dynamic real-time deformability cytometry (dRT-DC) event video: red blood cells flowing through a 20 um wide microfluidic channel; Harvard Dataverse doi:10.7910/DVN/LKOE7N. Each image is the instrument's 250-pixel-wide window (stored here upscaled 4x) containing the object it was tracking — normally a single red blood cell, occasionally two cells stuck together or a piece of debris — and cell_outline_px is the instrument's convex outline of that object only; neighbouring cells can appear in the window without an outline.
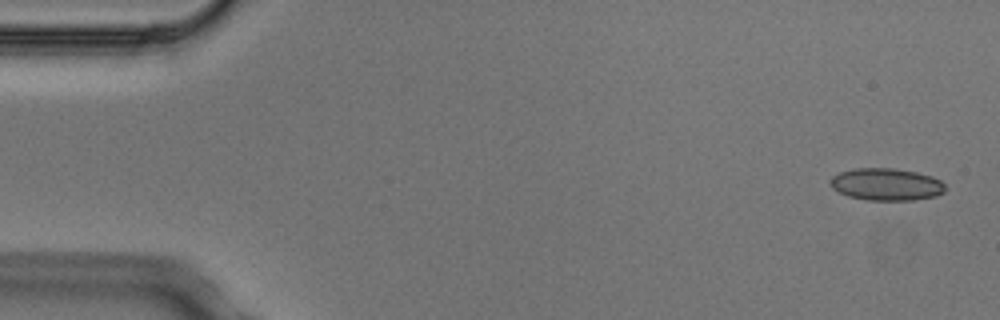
{"species": "Egyptian fruit bat (a non-hibernating species)", "species_latin": "Rousettus aegyptiacus", "temperature_condition": "cold", "stored_images_in_passage": 7, "camera_frame_rate_fps": 3000, "um_per_image_px": 0.085, "animal": {"sex": "male"}, "frame": {"image": 1, "passage_image": 1, "time_ms": 0.0, "image_size_px": [1000, 320], "cell_outline_px": [[944, 192], [936, 196], [912, 200], [868, 200], [848, 196], [832, 188], [828, 180], [832, 176], [840, 172], [856, 168], [892, 168], [916, 172], [932, 176], [940, 180], [944, 184]], "centroid_in_image_um": [75.32, 15.67], "position_along_channel_um": 9.7, "area_um2": 21.56}}
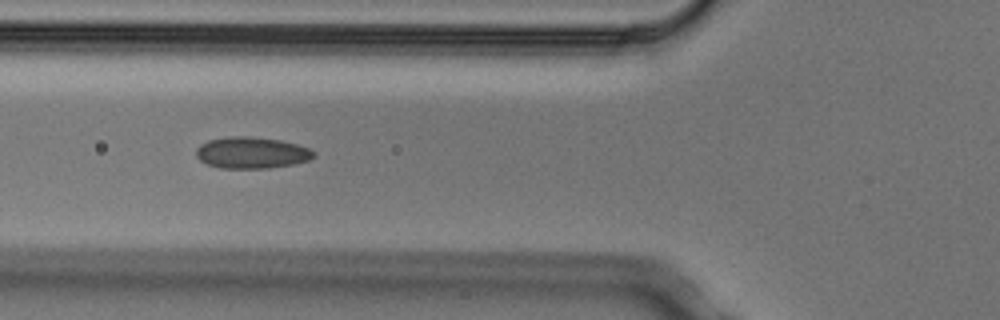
{"frame": {"image": 2, "passage_image": 6, "time_ms": 1.667, "image_size_px": [1000, 320], "cell_outline_px": [[316, 156], [308, 160], [292, 164], [268, 168], [220, 168], [208, 164], [200, 160], [196, 156], [196, 148], [200, 144], [208, 140], [228, 136], [252, 136], [280, 140], [296, 144], [308, 148], [316, 152]], "centroid_in_image_um": [21.37, 12.97], "position_along_channel_um": 104.4, "area_um2": 21.62}}
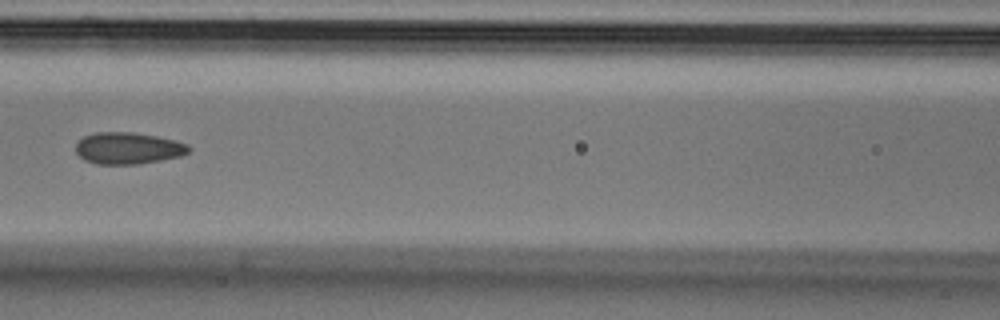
{"frame": {"image": 3, "passage_image": 7, "time_ms": 2.0, "image_size_px": [1000, 320], "cell_outline_px": [[192, 148], [188, 152], [180, 156], [160, 160], [136, 164], [96, 164], [84, 160], [76, 152], [76, 144], [84, 136], [96, 132], [132, 132], [156, 136], [176, 140], [188, 144]], "centroid_in_image_um": [10.89, 12.59], "position_along_channel_um": 155.7, "area_um2": 20.87}}